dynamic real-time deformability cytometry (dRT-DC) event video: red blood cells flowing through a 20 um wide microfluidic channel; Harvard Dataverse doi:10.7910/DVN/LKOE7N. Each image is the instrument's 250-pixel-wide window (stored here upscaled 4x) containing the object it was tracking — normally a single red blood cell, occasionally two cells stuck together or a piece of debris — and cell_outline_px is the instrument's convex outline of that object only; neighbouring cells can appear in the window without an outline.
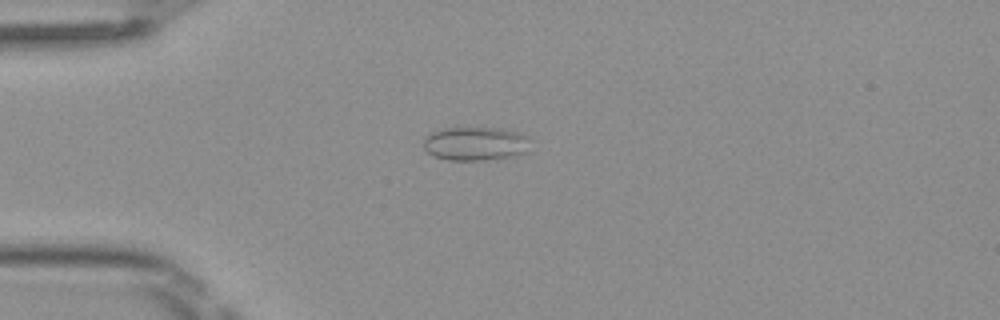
{"species": "Egyptian fruit bat (a non-hibernating species)", "species_latin": "Rousettus aegyptiacus", "temperature_condition": "room temperature", "stored_images_in_passage": 40, "camera_frame_rate_fps": 3000, "um_per_image_px": 0.085, "frame": {"image": 1, "passage_image": 3, "time_ms": 0.667, "image_size_px": [1000, 320], "cell_outline_px": [[528, 152], [512, 156], [480, 160], [448, 160], [432, 156], [424, 148], [424, 140], [432, 132], [444, 128], [504, 128], [520, 132], [528, 136]], "centroid_in_image_um": [40.43, 12.2], "position_along_channel_um": 44.6, "area_um2": 20.98}}
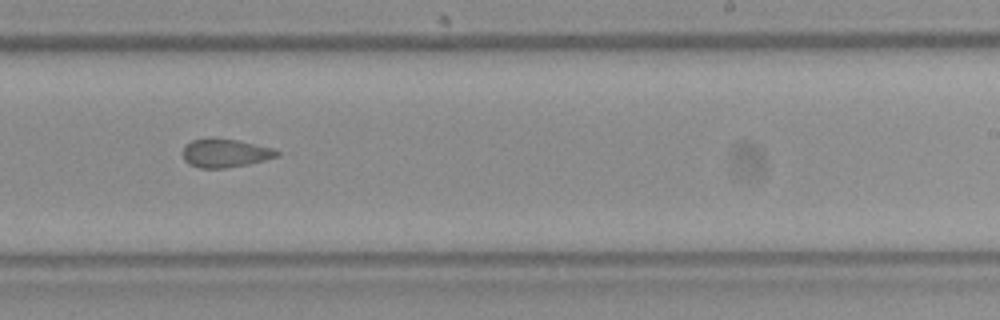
{"frame": {"image": 2, "passage_image": 21, "time_ms": 6.667, "image_size_px": [1000, 320], "cell_outline_px": [[280, 156], [248, 164], [228, 168], [200, 168], [188, 164], [184, 160], [180, 152], [184, 144], [192, 140], [208, 136], [212, 136], [236, 140], [272, 148], [280, 152]], "centroid_in_image_um": [19.05, 12.99], "position_along_channel_um": 269.9, "area_um2": 16.13}}
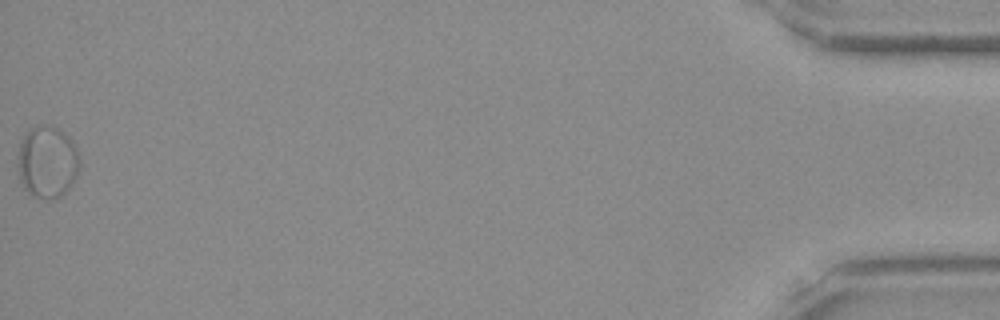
{"frame": {"image": 3, "passage_image": 40, "time_ms": 13.0, "image_size_px": [1000, 320], "cell_outline_px": [[80, 168], [72, 184], [60, 196], [52, 200], [48, 200], [36, 196], [28, 192], [24, 188], [20, 180], [20, 144], [24, 136], [32, 128], [44, 124], [56, 128], [64, 132], [72, 140], [80, 156]], "centroid_in_image_um": [4.08, 13.78], "position_along_channel_um": 431.1, "area_um2": 25.61}}